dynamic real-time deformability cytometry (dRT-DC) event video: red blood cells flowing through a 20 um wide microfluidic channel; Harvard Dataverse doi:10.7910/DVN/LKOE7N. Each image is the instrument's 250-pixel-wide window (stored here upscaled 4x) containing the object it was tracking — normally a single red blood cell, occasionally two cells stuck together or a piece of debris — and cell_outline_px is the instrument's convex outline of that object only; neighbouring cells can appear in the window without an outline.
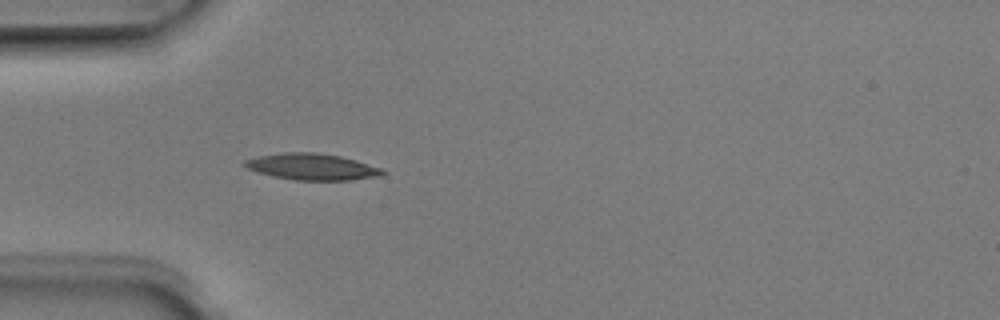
{"species": "Egyptian fruit bat (a non-hibernating species)", "species_latin": "Rousettus aegyptiacus", "temperature_condition": "room temperature", "stored_images_in_passage": 4, "camera_frame_rate_fps": 3000, "um_per_image_px": 0.085, "animal": {"sex": "male"}, "frame": {"image": 1, "passage_image": 4, "time_ms": 1.0, "image_size_px": [1000, 320], "cell_outline_px": [[384, 172], [380, 176], [352, 180], [296, 180], [272, 176], [256, 172], [240, 164], [244, 160], [256, 156], [284, 152], [316, 152], [340, 156], [356, 160], [380, 168]], "centroid_in_image_um": [26.45, 14.17], "position_along_channel_um": 58.5, "area_um2": 21.27}}